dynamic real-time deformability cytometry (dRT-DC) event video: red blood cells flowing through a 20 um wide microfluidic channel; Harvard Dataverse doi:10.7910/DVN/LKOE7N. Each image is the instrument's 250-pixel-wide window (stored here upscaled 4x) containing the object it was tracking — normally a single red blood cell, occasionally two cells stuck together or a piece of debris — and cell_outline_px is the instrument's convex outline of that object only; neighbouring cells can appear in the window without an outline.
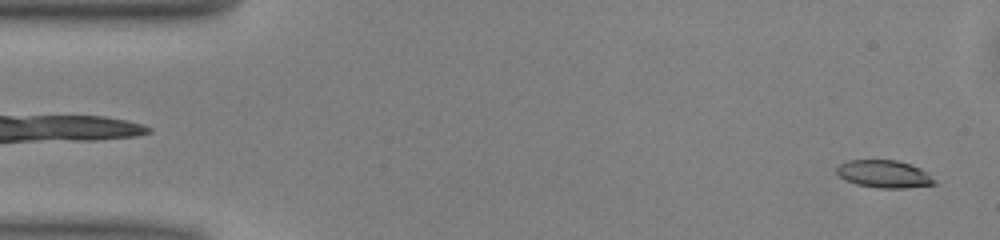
{"species": "common noctule bat (a hibernating species)", "species_latin": "Nyctalus noctula", "temperature_condition": "warm", "stored_images_in_passage": 8, "camera_frame_rate_fps": 3000, "um_per_image_px": 0.085, "animal": {"sex": "male", "body_mass_g": 13.0, "forearm_length_mm": 53.1}, "frame": {"image": 1, "passage_image": 1, "time_ms": 0.0, "image_size_px": [1000, 240], "cell_outline_px": [[936, 184], [904, 188], [880, 188], [856, 184], [844, 180], [836, 172], [836, 168], [840, 164], [848, 160], [896, 160], [912, 164], [920, 168]], "centroid_in_image_um": [75.08, 14.78], "position_along_channel_um": 9.9, "area_um2": 15.49}}